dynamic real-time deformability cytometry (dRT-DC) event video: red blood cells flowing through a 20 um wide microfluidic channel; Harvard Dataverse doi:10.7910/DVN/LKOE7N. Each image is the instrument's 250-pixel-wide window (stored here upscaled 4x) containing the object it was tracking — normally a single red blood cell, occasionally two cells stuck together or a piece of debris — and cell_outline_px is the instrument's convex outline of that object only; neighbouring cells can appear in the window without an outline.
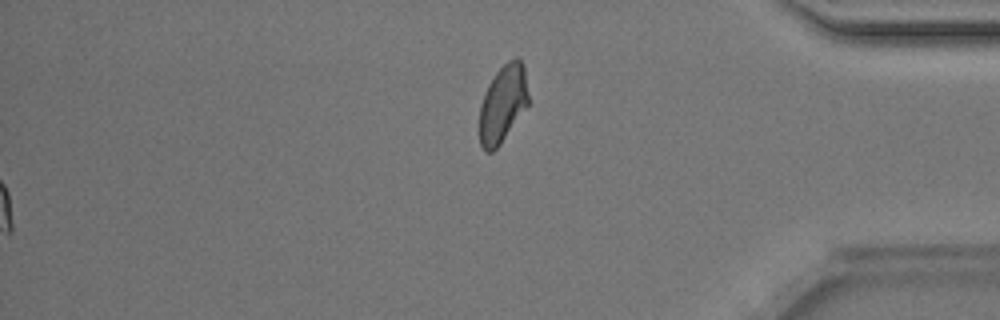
{"species": "Egyptian fruit bat (a non-hibernating species)", "species_latin": "Rousettus aegyptiacus", "temperature_condition": "room temperature", "stored_images_in_passage": 51, "segment_of_instrument_passage": [2, 2], "camera_frame_rate_fps": 3000, "um_per_image_px": 0.085, "animal": {"sex": "male"}, "frame": {"image": 1, "passage_image": 51, "time_ms": 16.667, "image_size_px": [1000, 320], "cell_outline_px": [[528, 104], [500, 144], [492, 152], [484, 152], [480, 144], [480, 104], [484, 92], [488, 84], [496, 72], [508, 60], [516, 56], [520, 56], [524, 68], [528, 96]], "centroid_in_image_um": [42.72, 8.8], "position_along_channel_um": 392.5, "area_um2": 21.96}}